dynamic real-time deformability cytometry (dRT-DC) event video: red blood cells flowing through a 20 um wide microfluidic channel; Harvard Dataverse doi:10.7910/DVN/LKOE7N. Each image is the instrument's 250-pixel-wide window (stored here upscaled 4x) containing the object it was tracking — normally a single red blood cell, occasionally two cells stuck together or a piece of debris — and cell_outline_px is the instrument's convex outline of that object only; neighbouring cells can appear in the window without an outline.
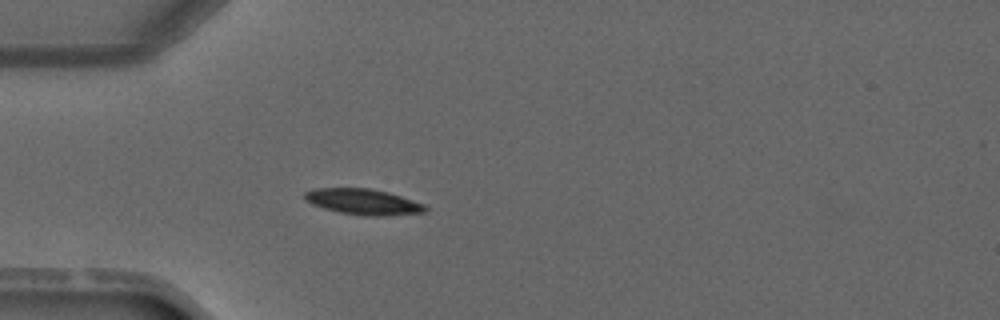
{"species": "common noctule bat (a hibernating species)", "species_latin": "Nyctalus noctula", "temperature_condition": "warm", "stored_images_in_passage": 3, "camera_frame_rate_fps": 3000, "um_per_image_px": 0.085, "animal": {"sex": "male", "forearm_length_mm": 52.5}, "frame": {"image": 1, "passage_image": 3, "time_ms": 2.333, "image_size_px": [1000, 320], "cell_outline_px": [[428, 208], [424, 212], [384, 216], [364, 216], [340, 212], [324, 208], [312, 204], [304, 200], [304, 192], [316, 188], [368, 188], [388, 192], [424, 204]], "centroid_in_image_um": [30.85, 17.15], "position_along_channel_um": 54.2, "area_um2": 18.03}}